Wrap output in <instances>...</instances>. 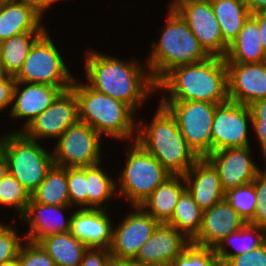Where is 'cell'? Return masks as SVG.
Wrapping results in <instances>:
<instances>
[{
  "label": "cell",
  "mask_w": 266,
  "mask_h": 266,
  "mask_svg": "<svg viewBox=\"0 0 266 266\" xmlns=\"http://www.w3.org/2000/svg\"><path fill=\"white\" fill-rule=\"evenodd\" d=\"M170 6L187 22L209 56L226 57L229 45L223 40L210 0H174Z\"/></svg>",
  "instance_id": "10"
},
{
  "label": "cell",
  "mask_w": 266,
  "mask_h": 266,
  "mask_svg": "<svg viewBox=\"0 0 266 266\" xmlns=\"http://www.w3.org/2000/svg\"><path fill=\"white\" fill-rule=\"evenodd\" d=\"M221 28L223 40L230 45L251 15L244 0H210Z\"/></svg>",
  "instance_id": "27"
},
{
  "label": "cell",
  "mask_w": 266,
  "mask_h": 266,
  "mask_svg": "<svg viewBox=\"0 0 266 266\" xmlns=\"http://www.w3.org/2000/svg\"><path fill=\"white\" fill-rule=\"evenodd\" d=\"M139 128L134 141L171 175H184L199 159L183 138L175 118L163 105L160 104L147 129Z\"/></svg>",
  "instance_id": "3"
},
{
  "label": "cell",
  "mask_w": 266,
  "mask_h": 266,
  "mask_svg": "<svg viewBox=\"0 0 266 266\" xmlns=\"http://www.w3.org/2000/svg\"><path fill=\"white\" fill-rule=\"evenodd\" d=\"M164 88L171 95L162 101L225 103L229 101L225 58L210 56L199 63L175 67L157 83V89Z\"/></svg>",
  "instance_id": "2"
},
{
  "label": "cell",
  "mask_w": 266,
  "mask_h": 266,
  "mask_svg": "<svg viewBox=\"0 0 266 266\" xmlns=\"http://www.w3.org/2000/svg\"><path fill=\"white\" fill-rule=\"evenodd\" d=\"M27 247H21L17 258L18 266H56L39 243L27 241Z\"/></svg>",
  "instance_id": "37"
},
{
  "label": "cell",
  "mask_w": 266,
  "mask_h": 266,
  "mask_svg": "<svg viewBox=\"0 0 266 266\" xmlns=\"http://www.w3.org/2000/svg\"><path fill=\"white\" fill-rule=\"evenodd\" d=\"M22 84L28 86L19 92L18 86ZM62 92L61 88L53 85L16 82L13 91V101L15 102L10 115L16 118H28L24 126L26 127L46 110Z\"/></svg>",
  "instance_id": "22"
},
{
  "label": "cell",
  "mask_w": 266,
  "mask_h": 266,
  "mask_svg": "<svg viewBox=\"0 0 266 266\" xmlns=\"http://www.w3.org/2000/svg\"><path fill=\"white\" fill-rule=\"evenodd\" d=\"M86 77L90 87L129 105L134 111L157 89V84L141 65L120 61L93 51L87 53ZM146 72V74H145Z\"/></svg>",
  "instance_id": "1"
},
{
  "label": "cell",
  "mask_w": 266,
  "mask_h": 266,
  "mask_svg": "<svg viewBox=\"0 0 266 266\" xmlns=\"http://www.w3.org/2000/svg\"><path fill=\"white\" fill-rule=\"evenodd\" d=\"M70 207L74 204L87 206L86 167L67 168Z\"/></svg>",
  "instance_id": "36"
},
{
  "label": "cell",
  "mask_w": 266,
  "mask_h": 266,
  "mask_svg": "<svg viewBox=\"0 0 266 266\" xmlns=\"http://www.w3.org/2000/svg\"><path fill=\"white\" fill-rule=\"evenodd\" d=\"M21 247V240L16 231L4 225L0 229V264L15 259Z\"/></svg>",
  "instance_id": "38"
},
{
  "label": "cell",
  "mask_w": 266,
  "mask_h": 266,
  "mask_svg": "<svg viewBox=\"0 0 266 266\" xmlns=\"http://www.w3.org/2000/svg\"><path fill=\"white\" fill-rule=\"evenodd\" d=\"M229 101L250 105L266 98V61L226 63Z\"/></svg>",
  "instance_id": "16"
},
{
  "label": "cell",
  "mask_w": 266,
  "mask_h": 266,
  "mask_svg": "<svg viewBox=\"0 0 266 266\" xmlns=\"http://www.w3.org/2000/svg\"><path fill=\"white\" fill-rule=\"evenodd\" d=\"M245 224V220L224 198L203 211L200 232L191 243L214 249L223 238L240 230Z\"/></svg>",
  "instance_id": "18"
},
{
  "label": "cell",
  "mask_w": 266,
  "mask_h": 266,
  "mask_svg": "<svg viewBox=\"0 0 266 266\" xmlns=\"http://www.w3.org/2000/svg\"><path fill=\"white\" fill-rule=\"evenodd\" d=\"M191 241L173 226L160 223L133 260L140 266H171Z\"/></svg>",
  "instance_id": "17"
},
{
  "label": "cell",
  "mask_w": 266,
  "mask_h": 266,
  "mask_svg": "<svg viewBox=\"0 0 266 266\" xmlns=\"http://www.w3.org/2000/svg\"><path fill=\"white\" fill-rule=\"evenodd\" d=\"M70 233L89 248L109 249L112 224L104 209L82 208L70 216Z\"/></svg>",
  "instance_id": "20"
},
{
  "label": "cell",
  "mask_w": 266,
  "mask_h": 266,
  "mask_svg": "<svg viewBox=\"0 0 266 266\" xmlns=\"http://www.w3.org/2000/svg\"><path fill=\"white\" fill-rule=\"evenodd\" d=\"M251 122L249 107L227 101L216 107L211 135L212 152L227 148H243L249 146L248 125Z\"/></svg>",
  "instance_id": "12"
},
{
  "label": "cell",
  "mask_w": 266,
  "mask_h": 266,
  "mask_svg": "<svg viewBox=\"0 0 266 266\" xmlns=\"http://www.w3.org/2000/svg\"><path fill=\"white\" fill-rule=\"evenodd\" d=\"M13 133L2 137L0 151L7 159L9 174L31 195L53 166V154L46 152L36 140L22 132Z\"/></svg>",
  "instance_id": "6"
},
{
  "label": "cell",
  "mask_w": 266,
  "mask_h": 266,
  "mask_svg": "<svg viewBox=\"0 0 266 266\" xmlns=\"http://www.w3.org/2000/svg\"><path fill=\"white\" fill-rule=\"evenodd\" d=\"M79 121L78 101L74 92L63 91L55 101L21 131L26 137L59 138L71 125Z\"/></svg>",
  "instance_id": "13"
},
{
  "label": "cell",
  "mask_w": 266,
  "mask_h": 266,
  "mask_svg": "<svg viewBox=\"0 0 266 266\" xmlns=\"http://www.w3.org/2000/svg\"><path fill=\"white\" fill-rule=\"evenodd\" d=\"M31 199L29 192L11 174L0 181V204L13 206L22 216Z\"/></svg>",
  "instance_id": "34"
},
{
  "label": "cell",
  "mask_w": 266,
  "mask_h": 266,
  "mask_svg": "<svg viewBox=\"0 0 266 266\" xmlns=\"http://www.w3.org/2000/svg\"><path fill=\"white\" fill-rule=\"evenodd\" d=\"M31 199L45 205H70L67 168L53 164Z\"/></svg>",
  "instance_id": "28"
},
{
  "label": "cell",
  "mask_w": 266,
  "mask_h": 266,
  "mask_svg": "<svg viewBox=\"0 0 266 266\" xmlns=\"http://www.w3.org/2000/svg\"><path fill=\"white\" fill-rule=\"evenodd\" d=\"M70 89L78 101L79 121L88 124L100 135L106 134L121 140L133 137L137 126L133 118L135 111L129 105L97 92L88 84H78L75 79Z\"/></svg>",
  "instance_id": "5"
},
{
  "label": "cell",
  "mask_w": 266,
  "mask_h": 266,
  "mask_svg": "<svg viewBox=\"0 0 266 266\" xmlns=\"http://www.w3.org/2000/svg\"><path fill=\"white\" fill-rule=\"evenodd\" d=\"M183 182L203 211L225 198L218 172L206 158H199L194 163L183 175Z\"/></svg>",
  "instance_id": "19"
},
{
  "label": "cell",
  "mask_w": 266,
  "mask_h": 266,
  "mask_svg": "<svg viewBox=\"0 0 266 266\" xmlns=\"http://www.w3.org/2000/svg\"><path fill=\"white\" fill-rule=\"evenodd\" d=\"M5 1H8V0H0V4L3 3V2H5Z\"/></svg>",
  "instance_id": "52"
},
{
  "label": "cell",
  "mask_w": 266,
  "mask_h": 266,
  "mask_svg": "<svg viewBox=\"0 0 266 266\" xmlns=\"http://www.w3.org/2000/svg\"><path fill=\"white\" fill-rule=\"evenodd\" d=\"M134 209V213L128 214L119 227L113 229L109 247L113 258L134 260L140 247L148 241L160 224L140 206Z\"/></svg>",
  "instance_id": "14"
},
{
  "label": "cell",
  "mask_w": 266,
  "mask_h": 266,
  "mask_svg": "<svg viewBox=\"0 0 266 266\" xmlns=\"http://www.w3.org/2000/svg\"><path fill=\"white\" fill-rule=\"evenodd\" d=\"M70 205H45L30 199L25 213L21 216L29 224V233L24 238L27 241L38 243L41 239L52 234L69 233L71 220L66 221L62 211ZM46 213V214H45ZM52 213L50 216L49 214ZM54 213L60 216L55 219ZM59 215V214H58ZM52 216V217H51Z\"/></svg>",
  "instance_id": "23"
},
{
  "label": "cell",
  "mask_w": 266,
  "mask_h": 266,
  "mask_svg": "<svg viewBox=\"0 0 266 266\" xmlns=\"http://www.w3.org/2000/svg\"><path fill=\"white\" fill-rule=\"evenodd\" d=\"M253 128L259 138L260 146L262 148L264 157L266 158V125L252 124Z\"/></svg>",
  "instance_id": "45"
},
{
  "label": "cell",
  "mask_w": 266,
  "mask_h": 266,
  "mask_svg": "<svg viewBox=\"0 0 266 266\" xmlns=\"http://www.w3.org/2000/svg\"><path fill=\"white\" fill-rule=\"evenodd\" d=\"M224 266H266V241L250 252L232 257Z\"/></svg>",
  "instance_id": "40"
},
{
  "label": "cell",
  "mask_w": 266,
  "mask_h": 266,
  "mask_svg": "<svg viewBox=\"0 0 266 266\" xmlns=\"http://www.w3.org/2000/svg\"><path fill=\"white\" fill-rule=\"evenodd\" d=\"M166 25L158 44L152 42L153 50L147 62L156 84L173 68L199 63L210 57L187 22L171 6Z\"/></svg>",
  "instance_id": "4"
},
{
  "label": "cell",
  "mask_w": 266,
  "mask_h": 266,
  "mask_svg": "<svg viewBox=\"0 0 266 266\" xmlns=\"http://www.w3.org/2000/svg\"><path fill=\"white\" fill-rule=\"evenodd\" d=\"M56 266H80L88 246L75 238L70 232L52 234L38 242Z\"/></svg>",
  "instance_id": "26"
},
{
  "label": "cell",
  "mask_w": 266,
  "mask_h": 266,
  "mask_svg": "<svg viewBox=\"0 0 266 266\" xmlns=\"http://www.w3.org/2000/svg\"><path fill=\"white\" fill-rule=\"evenodd\" d=\"M252 233H255L256 236L255 238H252L253 240L251 239V241H248V237H251L253 235ZM246 238L248 242L244 241L246 240ZM237 240L241 241V244H238ZM265 241L266 230L259 228L258 226L246 223L240 230L232 232L231 234L223 238L220 243L214 248V251L220 258L221 265L224 266L232 257L250 252L251 250L261 246ZM225 243L230 245H232L233 243V248L236 246L237 248H235L237 250H235V252L233 253L226 251Z\"/></svg>",
  "instance_id": "31"
},
{
  "label": "cell",
  "mask_w": 266,
  "mask_h": 266,
  "mask_svg": "<svg viewBox=\"0 0 266 266\" xmlns=\"http://www.w3.org/2000/svg\"><path fill=\"white\" fill-rule=\"evenodd\" d=\"M26 1H28L42 14L43 10H45L47 7L53 4V2L58 0H26Z\"/></svg>",
  "instance_id": "47"
},
{
  "label": "cell",
  "mask_w": 266,
  "mask_h": 266,
  "mask_svg": "<svg viewBox=\"0 0 266 266\" xmlns=\"http://www.w3.org/2000/svg\"><path fill=\"white\" fill-rule=\"evenodd\" d=\"M244 1L251 15L253 13L266 9V0H244Z\"/></svg>",
  "instance_id": "46"
},
{
  "label": "cell",
  "mask_w": 266,
  "mask_h": 266,
  "mask_svg": "<svg viewBox=\"0 0 266 266\" xmlns=\"http://www.w3.org/2000/svg\"><path fill=\"white\" fill-rule=\"evenodd\" d=\"M14 78L16 82L53 85L63 91L69 90L74 81L47 31L31 46Z\"/></svg>",
  "instance_id": "9"
},
{
  "label": "cell",
  "mask_w": 266,
  "mask_h": 266,
  "mask_svg": "<svg viewBox=\"0 0 266 266\" xmlns=\"http://www.w3.org/2000/svg\"><path fill=\"white\" fill-rule=\"evenodd\" d=\"M0 266H18L17 258L8 262L1 263Z\"/></svg>",
  "instance_id": "50"
},
{
  "label": "cell",
  "mask_w": 266,
  "mask_h": 266,
  "mask_svg": "<svg viewBox=\"0 0 266 266\" xmlns=\"http://www.w3.org/2000/svg\"><path fill=\"white\" fill-rule=\"evenodd\" d=\"M42 14L26 0H8L0 4V43L19 34L45 32Z\"/></svg>",
  "instance_id": "21"
},
{
  "label": "cell",
  "mask_w": 266,
  "mask_h": 266,
  "mask_svg": "<svg viewBox=\"0 0 266 266\" xmlns=\"http://www.w3.org/2000/svg\"><path fill=\"white\" fill-rule=\"evenodd\" d=\"M180 179L181 181L183 180V175H171L168 177L149 195L140 207L159 223H168L174 214V209L180 196L186 190V184L185 186L180 184Z\"/></svg>",
  "instance_id": "24"
},
{
  "label": "cell",
  "mask_w": 266,
  "mask_h": 266,
  "mask_svg": "<svg viewBox=\"0 0 266 266\" xmlns=\"http://www.w3.org/2000/svg\"><path fill=\"white\" fill-rule=\"evenodd\" d=\"M111 258L109 249L88 248L83 255L80 266H108Z\"/></svg>",
  "instance_id": "41"
},
{
  "label": "cell",
  "mask_w": 266,
  "mask_h": 266,
  "mask_svg": "<svg viewBox=\"0 0 266 266\" xmlns=\"http://www.w3.org/2000/svg\"><path fill=\"white\" fill-rule=\"evenodd\" d=\"M251 113V124L266 125V98L254 101L248 105Z\"/></svg>",
  "instance_id": "43"
},
{
  "label": "cell",
  "mask_w": 266,
  "mask_h": 266,
  "mask_svg": "<svg viewBox=\"0 0 266 266\" xmlns=\"http://www.w3.org/2000/svg\"><path fill=\"white\" fill-rule=\"evenodd\" d=\"M250 150L249 146L227 148L206 157L217 170L224 192L253 182L262 171L252 161Z\"/></svg>",
  "instance_id": "15"
},
{
  "label": "cell",
  "mask_w": 266,
  "mask_h": 266,
  "mask_svg": "<svg viewBox=\"0 0 266 266\" xmlns=\"http://www.w3.org/2000/svg\"><path fill=\"white\" fill-rule=\"evenodd\" d=\"M101 135L88 124L78 121L60 137L53 152L54 164L66 168L100 163Z\"/></svg>",
  "instance_id": "11"
},
{
  "label": "cell",
  "mask_w": 266,
  "mask_h": 266,
  "mask_svg": "<svg viewBox=\"0 0 266 266\" xmlns=\"http://www.w3.org/2000/svg\"><path fill=\"white\" fill-rule=\"evenodd\" d=\"M175 118L190 148L199 158L212 153V123L219 104L203 101H161Z\"/></svg>",
  "instance_id": "8"
},
{
  "label": "cell",
  "mask_w": 266,
  "mask_h": 266,
  "mask_svg": "<svg viewBox=\"0 0 266 266\" xmlns=\"http://www.w3.org/2000/svg\"><path fill=\"white\" fill-rule=\"evenodd\" d=\"M108 266H140V265L133 260H121L112 257L110 259Z\"/></svg>",
  "instance_id": "48"
},
{
  "label": "cell",
  "mask_w": 266,
  "mask_h": 266,
  "mask_svg": "<svg viewBox=\"0 0 266 266\" xmlns=\"http://www.w3.org/2000/svg\"><path fill=\"white\" fill-rule=\"evenodd\" d=\"M258 23L259 32H260V41L263 47V50L266 54V9L253 13L251 15Z\"/></svg>",
  "instance_id": "44"
},
{
  "label": "cell",
  "mask_w": 266,
  "mask_h": 266,
  "mask_svg": "<svg viewBox=\"0 0 266 266\" xmlns=\"http://www.w3.org/2000/svg\"><path fill=\"white\" fill-rule=\"evenodd\" d=\"M257 21L250 15L237 38L229 45L225 63H260L266 54L260 41Z\"/></svg>",
  "instance_id": "25"
},
{
  "label": "cell",
  "mask_w": 266,
  "mask_h": 266,
  "mask_svg": "<svg viewBox=\"0 0 266 266\" xmlns=\"http://www.w3.org/2000/svg\"><path fill=\"white\" fill-rule=\"evenodd\" d=\"M8 76L4 70L3 61L0 55V78Z\"/></svg>",
  "instance_id": "51"
},
{
  "label": "cell",
  "mask_w": 266,
  "mask_h": 266,
  "mask_svg": "<svg viewBox=\"0 0 266 266\" xmlns=\"http://www.w3.org/2000/svg\"><path fill=\"white\" fill-rule=\"evenodd\" d=\"M16 80L13 76L0 78V110L13 103V91Z\"/></svg>",
  "instance_id": "42"
},
{
  "label": "cell",
  "mask_w": 266,
  "mask_h": 266,
  "mask_svg": "<svg viewBox=\"0 0 266 266\" xmlns=\"http://www.w3.org/2000/svg\"><path fill=\"white\" fill-rule=\"evenodd\" d=\"M225 200L249 223L258 204L254 184L251 182L225 192Z\"/></svg>",
  "instance_id": "33"
},
{
  "label": "cell",
  "mask_w": 266,
  "mask_h": 266,
  "mask_svg": "<svg viewBox=\"0 0 266 266\" xmlns=\"http://www.w3.org/2000/svg\"><path fill=\"white\" fill-rule=\"evenodd\" d=\"M120 176L121 194L133 203L132 206L137 207L171 174L135 141Z\"/></svg>",
  "instance_id": "7"
},
{
  "label": "cell",
  "mask_w": 266,
  "mask_h": 266,
  "mask_svg": "<svg viewBox=\"0 0 266 266\" xmlns=\"http://www.w3.org/2000/svg\"><path fill=\"white\" fill-rule=\"evenodd\" d=\"M171 266H222L213 248L191 243L174 260Z\"/></svg>",
  "instance_id": "35"
},
{
  "label": "cell",
  "mask_w": 266,
  "mask_h": 266,
  "mask_svg": "<svg viewBox=\"0 0 266 266\" xmlns=\"http://www.w3.org/2000/svg\"><path fill=\"white\" fill-rule=\"evenodd\" d=\"M100 163L86 166L87 180V207L99 209L102 202L115 194L116 184L114 180L100 169ZM90 206V207H89Z\"/></svg>",
  "instance_id": "32"
},
{
  "label": "cell",
  "mask_w": 266,
  "mask_h": 266,
  "mask_svg": "<svg viewBox=\"0 0 266 266\" xmlns=\"http://www.w3.org/2000/svg\"><path fill=\"white\" fill-rule=\"evenodd\" d=\"M252 183L255 187L258 204L249 224L266 230V171H261Z\"/></svg>",
  "instance_id": "39"
},
{
  "label": "cell",
  "mask_w": 266,
  "mask_h": 266,
  "mask_svg": "<svg viewBox=\"0 0 266 266\" xmlns=\"http://www.w3.org/2000/svg\"><path fill=\"white\" fill-rule=\"evenodd\" d=\"M9 173L8 162L4 154L0 151V181Z\"/></svg>",
  "instance_id": "49"
},
{
  "label": "cell",
  "mask_w": 266,
  "mask_h": 266,
  "mask_svg": "<svg viewBox=\"0 0 266 266\" xmlns=\"http://www.w3.org/2000/svg\"><path fill=\"white\" fill-rule=\"evenodd\" d=\"M43 33H22L0 43V55L7 75L15 77L19 73L31 46Z\"/></svg>",
  "instance_id": "29"
},
{
  "label": "cell",
  "mask_w": 266,
  "mask_h": 266,
  "mask_svg": "<svg viewBox=\"0 0 266 266\" xmlns=\"http://www.w3.org/2000/svg\"><path fill=\"white\" fill-rule=\"evenodd\" d=\"M202 217L203 210L186 189L180 196L174 209V214L167 224L173 226L192 241L200 232Z\"/></svg>",
  "instance_id": "30"
}]
</instances>
